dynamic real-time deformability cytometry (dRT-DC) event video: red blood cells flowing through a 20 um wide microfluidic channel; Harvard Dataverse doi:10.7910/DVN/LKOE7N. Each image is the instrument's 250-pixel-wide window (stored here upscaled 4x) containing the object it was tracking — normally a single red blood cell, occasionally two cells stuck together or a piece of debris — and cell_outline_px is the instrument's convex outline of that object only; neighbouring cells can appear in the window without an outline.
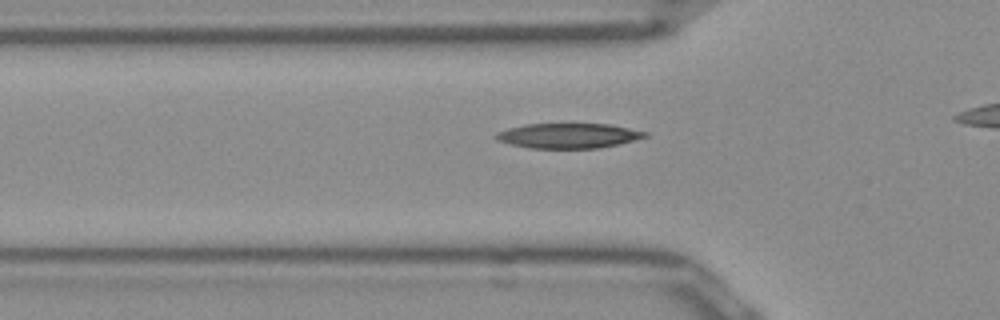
{"species": "Egyptian fruit bat (a non-hibernating species)", "species_latin": "Rousettus aegyptiacus", "temperature_condition": "room temperature", "stored_images_in_passage": 28, "camera_frame_rate_fps": 3000, "um_per_image_px": 0.085, "frame": {"image": 1, "passage_image": 3, "time_ms": 0.667, "image_size_px": [1000, 320], "cell_outline_px": [[648, 136], [600, 148], [528, 148], [496, 140], [492, 136], [496, 132], [508, 128], [524, 124], [608, 124], [648, 132]], "centroid_in_image_um": [48.24, 11.53], "position_along_channel_um": 77.6, "area_um2": 21.56}}
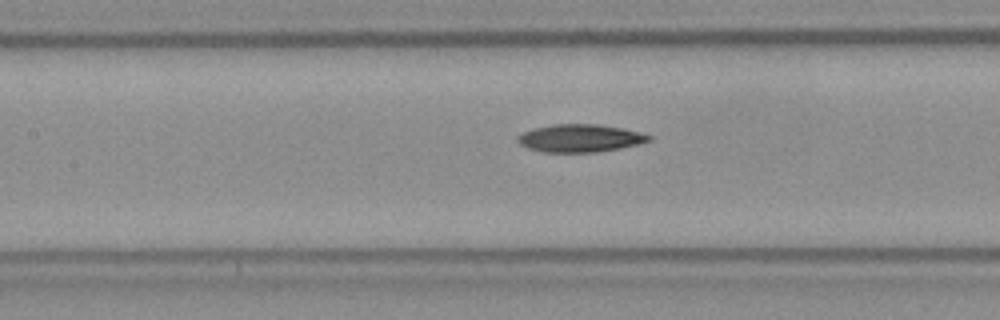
{"frame": {"image": 2, "passage_image": 9, "time_ms": 2.667, "image_size_px": [1000, 320], "cell_outline_px": [[652, 140], [620, 148], [596, 152], [540, 152], [528, 148], [520, 144], [516, 140], [516, 136], [532, 128], [552, 124], [596, 124], [624, 128], [640, 132], [652, 136]], "centroid_in_image_um": [49.27, 11.74], "position_along_channel_um": 158.1, "area_um2": 21.33}}
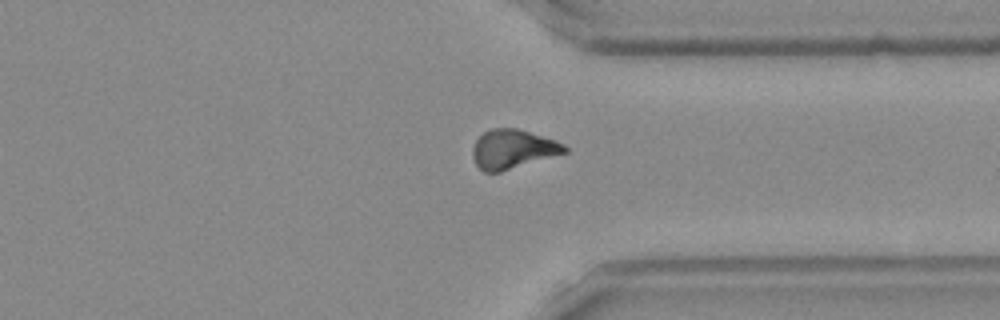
{"frame": {"image": 3, "passage_image": 25, "time_ms": 8.0, "image_size_px": [1000, 320], "cell_outline_px": [[568, 152], [500, 172], [484, 172], [476, 164], [472, 156], [472, 148], [476, 140], [484, 132], [492, 128], [516, 128], [556, 140], [564, 144], [568, 148]], "centroid_in_image_um": [43.59, 12.68], "position_along_channel_um": 367.8, "area_um2": 20.92}}